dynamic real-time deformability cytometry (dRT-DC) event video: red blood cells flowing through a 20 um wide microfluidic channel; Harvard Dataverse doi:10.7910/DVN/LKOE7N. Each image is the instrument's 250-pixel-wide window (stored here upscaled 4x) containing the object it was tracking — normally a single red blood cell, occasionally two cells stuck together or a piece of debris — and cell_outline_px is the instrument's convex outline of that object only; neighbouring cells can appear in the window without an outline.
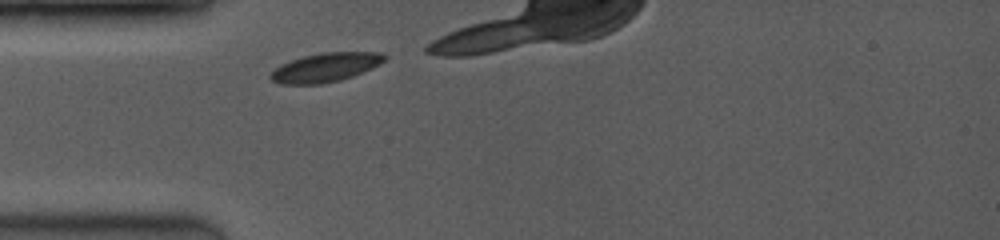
{"species": "common noctule bat (a hibernating species)", "species_latin": "Nyctalus noctula", "temperature_condition": "room temperature", "stored_images_in_passage": 7, "camera_frame_rate_fps": 3500, "um_per_image_px": 0.085, "animal": {"sex": "female", "body_mass_g": 19.0, "forearm_length_mm": 53.3}, "frame": {"image": 1, "passage_image": 1, "time_ms": 0.0, "image_size_px": [1000, 240], "cell_outline_px": [[388, 56], [384, 60], [372, 68], [352, 76], [340, 80], [320, 84], [280, 84], [272, 80], [268, 76], [280, 64], [304, 56], [320, 52], [384, 52]], "centroid_in_image_um": [27.67, 5.72], "position_along_channel_um": 57.3, "area_um2": 19.19}}